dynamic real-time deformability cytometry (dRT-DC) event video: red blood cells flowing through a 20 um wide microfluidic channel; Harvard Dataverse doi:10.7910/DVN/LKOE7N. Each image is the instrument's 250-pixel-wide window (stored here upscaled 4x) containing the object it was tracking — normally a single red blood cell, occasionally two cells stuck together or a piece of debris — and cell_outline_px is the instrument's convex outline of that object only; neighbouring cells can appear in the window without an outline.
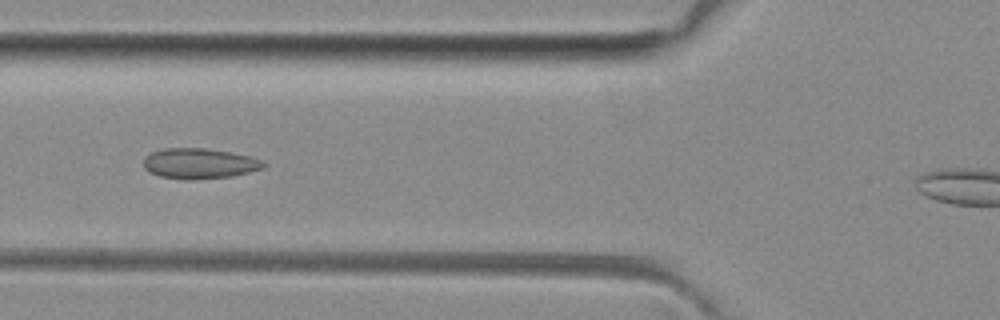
{"species": "common noctule bat (a hibernating species)", "species_latin": "Nyctalus noctula", "temperature_condition": "room temperature", "stored_images_in_passage": 35, "camera_frame_rate_fps": 3000, "um_per_image_px": 0.085, "animal": {"sex": "female", "body_mass_g": 29.2, "forearm_length_mm": 56.3}, "frame": {"image": 1, "passage_image": 10, "time_ms": 3.0, "image_size_px": [1000, 320], "cell_outline_px": [[268, 164], [264, 168], [232, 176], [160, 176], [148, 172], [144, 168], [144, 156], [152, 152], [164, 148], [204, 148], [228, 152], [248, 156], [260, 160]], "centroid_in_image_um": [16.94, 13.84], "position_along_channel_um": 108.9, "area_um2": 20.11}}
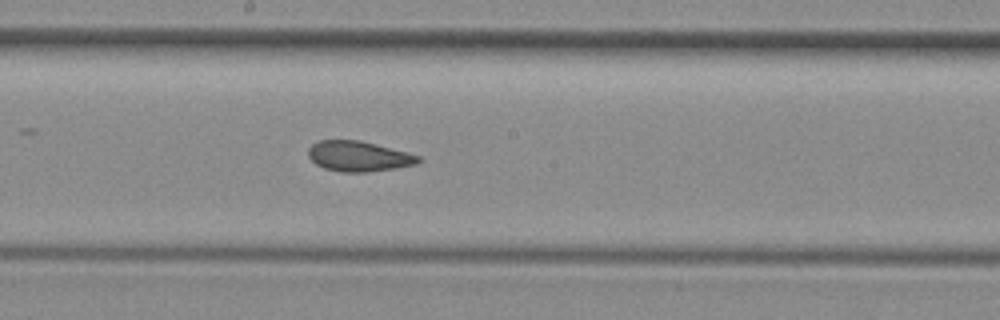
{"frame": {"image": 2, "passage_image": 18, "time_ms": 5.667, "image_size_px": [1000, 320], "cell_outline_px": [[420, 160], [416, 164], [396, 168], [368, 172], [340, 172], [324, 168], [316, 164], [308, 156], [308, 148], [312, 144], [320, 140], [360, 140], [408, 152], [420, 156]], "centroid_in_image_um": [30.47, 13.28], "position_along_channel_um": 217.7, "area_um2": 19.48}}
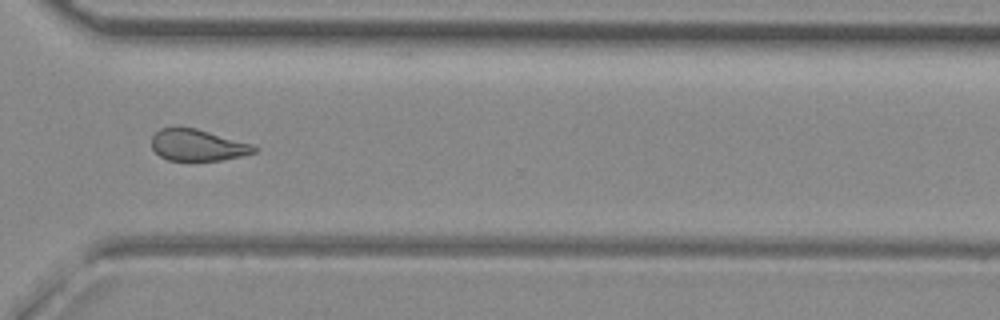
{"frame": {"image": 3, "passage_image": 28, "time_ms": 9.0, "image_size_px": [1000, 320], "cell_outline_px": [[260, 148], [256, 152], [240, 156], [220, 160], [168, 160], [160, 156], [152, 148], [152, 136], [160, 128], [176, 124], [196, 128], [252, 144]], "centroid_in_image_um": [16.76, 12.3], "position_along_channel_um": 353.8, "area_um2": 19.13}}